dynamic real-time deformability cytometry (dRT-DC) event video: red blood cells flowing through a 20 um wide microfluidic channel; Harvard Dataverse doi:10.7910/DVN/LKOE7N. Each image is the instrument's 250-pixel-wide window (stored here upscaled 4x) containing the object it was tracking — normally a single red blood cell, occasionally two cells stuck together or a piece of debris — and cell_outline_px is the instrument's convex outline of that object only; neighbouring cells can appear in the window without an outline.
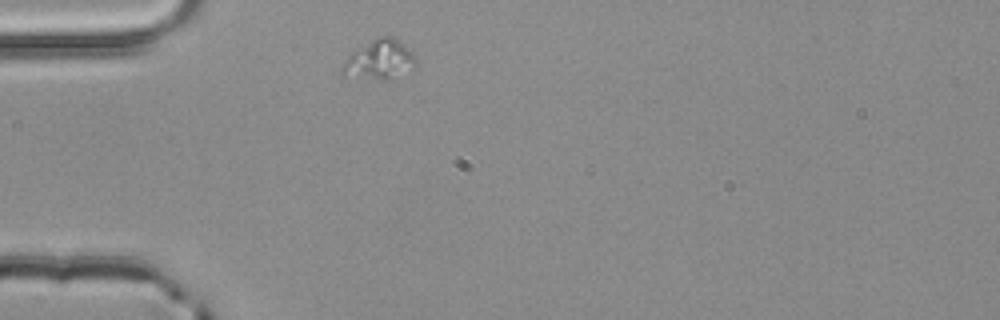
{"species": "common noctule bat (a hibernating species)", "species_latin": "Nyctalus noctula", "temperature_condition": "room temperature", "stored_images_in_passage": 3, "camera_frame_rate_fps": 3000, "um_per_image_px": 0.085, "animal": {"sex": "male", "body_mass_g": 20.4}, "frame": {"image": 1, "passage_image": 3, "time_ms": 0.667, "image_size_px": [1000, 320], "cell_outline_px": [[416, 68], [388, 80], [380, 80], [344, 76], [340, 72], [340, 68], [344, 60], [352, 52], [372, 40], [384, 36], [392, 36], [412, 52], [416, 56]], "centroid_in_image_um": [32.25, 5.12], "position_along_channel_um": 52.8, "area_um2": 16.99}}